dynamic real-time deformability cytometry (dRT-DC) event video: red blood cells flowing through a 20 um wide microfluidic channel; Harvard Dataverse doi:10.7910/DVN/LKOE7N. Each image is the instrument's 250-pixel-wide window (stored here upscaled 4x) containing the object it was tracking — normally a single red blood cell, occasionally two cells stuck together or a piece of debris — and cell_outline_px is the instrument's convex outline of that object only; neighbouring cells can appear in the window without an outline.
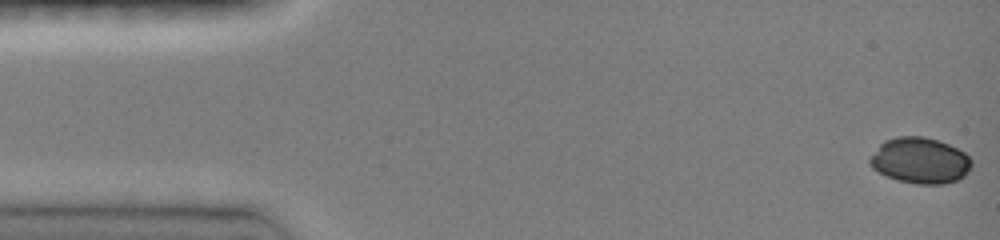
{"species": "common noctule bat (a hibernating species)", "species_latin": "Nyctalus noctula", "temperature_condition": "room temperature", "stored_images_in_passage": 10, "camera_frame_rate_fps": 3000, "um_per_image_px": 0.085, "animal": {"sex": "female", "body_mass_g": 19.0, "forearm_length_mm": 51.5}, "frame": {"image": 1, "passage_image": 1, "time_ms": 0.0, "image_size_px": [1000, 240], "cell_outline_px": [[972, 164], [968, 172], [964, 176], [956, 180], [944, 184], [916, 184], [896, 180], [872, 168], [868, 164], [868, 160], [880, 144], [884, 140], [896, 136], [924, 136], [948, 144], [964, 152], [972, 160]], "centroid_in_image_um": [78.19, 13.64], "position_along_channel_um": 6.8, "area_um2": 27.28}}
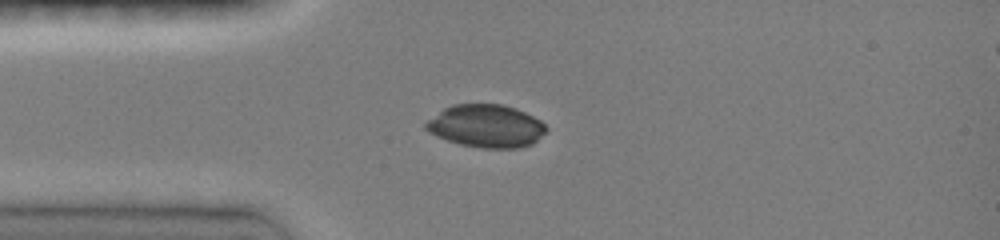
{"frame": {"image": 2, "passage_image": 7, "time_ms": 3.667, "image_size_px": [1000, 240], "cell_outline_px": [[548, 128], [532, 144], [520, 148], [480, 148], [460, 144], [436, 136], [428, 132], [424, 128], [424, 124], [428, 120], [444, 108], [452, 104], [500, 104], [516, 108], [540, 120]], "centroid_in_image_um": [41.3, 10.71], "position_along_channel_um": 43.7, "area_um2": 29.94}}